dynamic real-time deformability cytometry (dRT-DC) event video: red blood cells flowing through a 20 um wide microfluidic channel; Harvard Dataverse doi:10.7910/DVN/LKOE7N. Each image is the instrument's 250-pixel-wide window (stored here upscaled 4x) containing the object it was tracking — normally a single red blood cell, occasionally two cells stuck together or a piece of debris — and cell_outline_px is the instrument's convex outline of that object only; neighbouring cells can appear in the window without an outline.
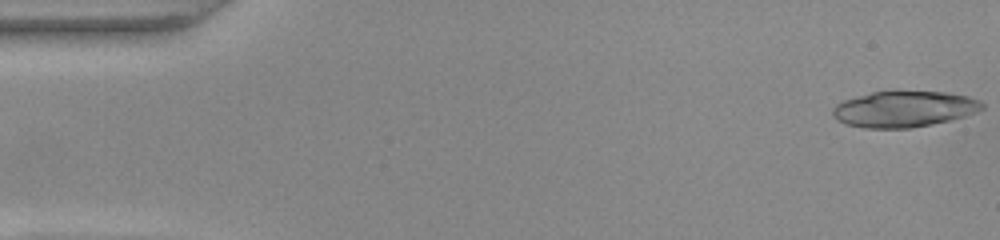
{"species": "common noctule bat (a hibernating species)", "species_latin": "Nyctalus noctula", "temperature_condition": "warm", "stored_images_in_passage": 51, "camera_frame_rate_fps": 3000, "um_per_image_px": 0.085, "animal": {"sex": "female", "body_mass_g": 22.0, "forearm_length_mm": 56.7}, "frame": {"image": 1, "passage_image": 1, "time_ms": 0.0, "image_size_px": [1000, 240], "cell_outline_px": [[984, 108], [964, 116], [932, 124], [912, 128], [864, 128], [844, 124], [832, 116], [832, 108], [836, 104], [844, 100], [872, 92], [944, 92], [968, 96], [980, 100], [984, 104]], "centroid_in_image_um": [76.82, 9.28], "position_along_channel_um": 8.2, "area_um2": 31.15}}